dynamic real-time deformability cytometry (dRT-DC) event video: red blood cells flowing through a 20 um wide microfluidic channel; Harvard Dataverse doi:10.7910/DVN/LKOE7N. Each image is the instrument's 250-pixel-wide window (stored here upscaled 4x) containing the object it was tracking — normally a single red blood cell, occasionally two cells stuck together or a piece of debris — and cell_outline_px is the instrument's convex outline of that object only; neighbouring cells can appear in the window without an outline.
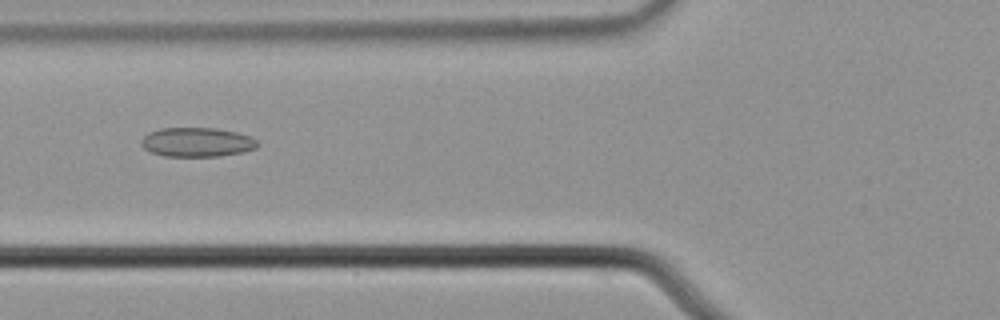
{"species": "common noctule bat (a hibernating species)", "species_latin": "Nyctalus noctula", "temperature_condition": "cold", "stored_images_in_passage": 6, "camera_frame_rate_fps": 3000, "um_per_image_px": 0.085, "animal": {"sex": "male", "body_mass_g": 21.5, "forearm_length_mm": 52.0}, "frame": {"image": 1, "passage_image": 5, "time_ms": 1.333, "image_size_px": [1000, 320], "cell_outline_px": [[260, 144], [256, 148], [244, 152], [220, 156], [164, 156], [152, 152], [144, 148], [140, 144], [140, 140], [148, 132], [160, 128], [216, 128], [236, 132], [248, 136], [256, 140]], "centroid_in_image_um": [16.73, 12.08], "position_along_channel_um": 109.1, "area_um2": 19.88}}
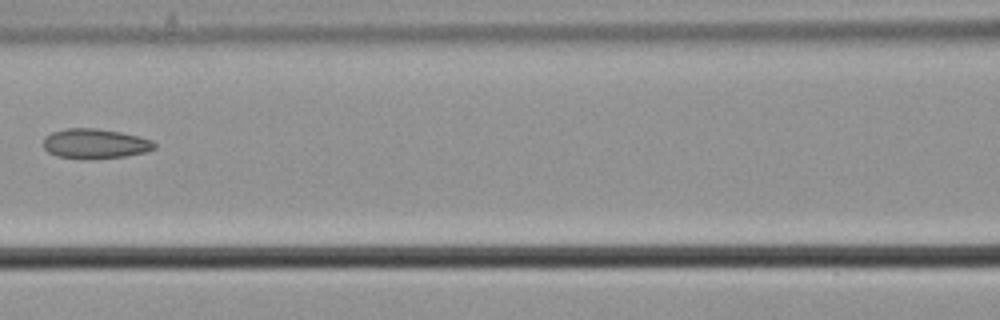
{"frame": {"image": 2, "passage_image": 6, "time_ms": 1.667, "image_size_px": [1000, 320], "cell_outline_px": [[156, 148], [148, 152], [124, 156], [56, 156], [48, 152], [44, 148], [44, 136], [52, 132], [68, 128], [96, 128], [120, 132], [152, 140], [156, 144]], "centroid_in_image_um": [8.1, 12.16], "position_along_channel_um": 158.5, "area_um2": 18.5}}